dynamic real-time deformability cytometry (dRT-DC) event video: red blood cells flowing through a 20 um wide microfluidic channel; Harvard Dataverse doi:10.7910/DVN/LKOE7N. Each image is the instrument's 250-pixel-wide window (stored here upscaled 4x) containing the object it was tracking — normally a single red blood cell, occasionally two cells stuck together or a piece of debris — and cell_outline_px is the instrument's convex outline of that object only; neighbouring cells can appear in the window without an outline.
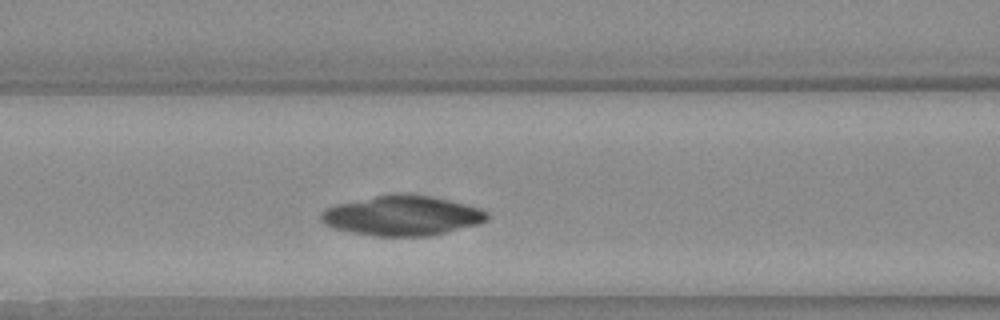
{"species": "Egyptian fruit bat (a non-hibernating species)", "species_latin": "Rousettus aegyptiacus", "temperature_condition": "warm", "stored_images_in_passage": 36, "segment_of_instrument_passage": [1, 3], "camera_frame_rate_fps": 3000, "um_per_image_px": 0.085, "animal": {"sex": "female"}, "frame": {"image": 1, "passage_image": 10, "time_ms": 3.0, "image_size_px": [1000, 320], "cell_outline_px": [[488, 220], [480, 224], [428, 236], [376, 236], [352, 232], [332, 228], [324, 224], [320, 220], [320, 216], [328, 208], [336, 204], [376, 196], [432, 196], [464, 204], [488, 212]], "centroid_in_image_um": [34.18, 18.37], "position_along_channel_um": 132.4, "area_um2": 37.63}}
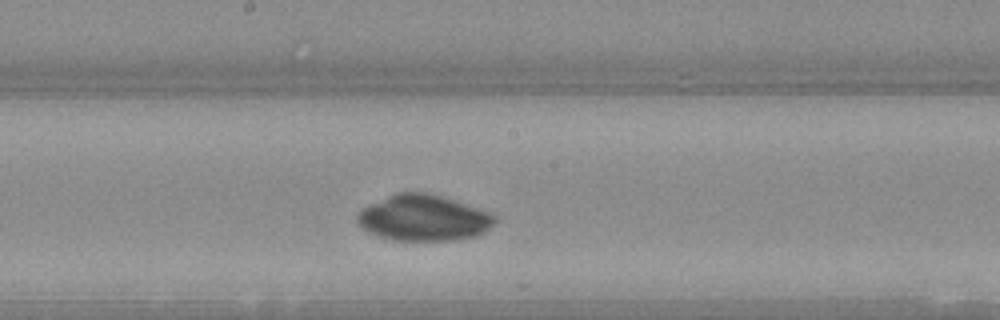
{"frame": {"image": 2, "passage_image": 16, "time_ms": 5.0, "image_size_px": [1000, 320], "cell_outline_px": [[496, 220], [484, 232], [476, 236], [456, 240], [392, 240], [376, 236], [360, 228], [356, 220], [356, 216], [364, 208], [396, 192], [428, 192], [488, 212], [496, 216]], "centroid_in_image_um": [35.96, 18.54], "position_along_channel_um": 212.2, "area_um2": 36.47}}